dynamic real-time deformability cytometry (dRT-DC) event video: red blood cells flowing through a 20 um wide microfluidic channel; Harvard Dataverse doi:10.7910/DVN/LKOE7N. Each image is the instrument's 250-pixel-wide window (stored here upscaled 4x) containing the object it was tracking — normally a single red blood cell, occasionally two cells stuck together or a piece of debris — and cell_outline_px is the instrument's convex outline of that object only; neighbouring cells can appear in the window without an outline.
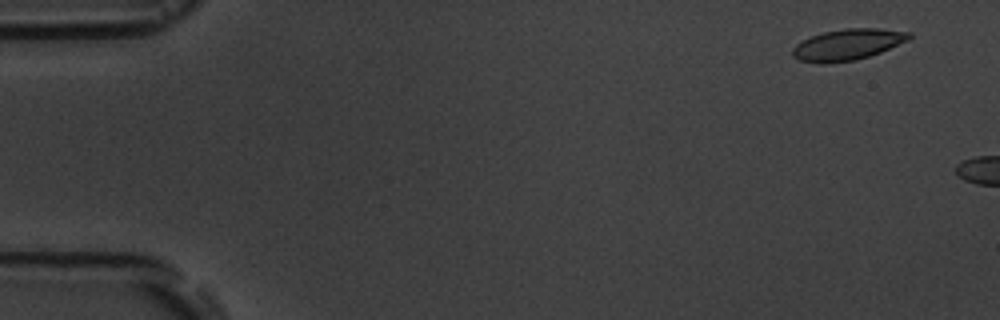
{"species": "common noctule bat (a hibernating species)", "species_latin": "Nyctalus noctula", "temperature_condition": "room temperature", "stored_images_in_passage": 3, "camera_frame_rate_fps": 3000, "um_per_image_px": 0.085, "animal": {"sex": "male", "body_mass_g": 19.5, "forearm_length_mm": 54.6}, "frame": {"image": 1, "passage_image": 1, "time_ms": 0.0, "image_size_px": [1000, 320], "cell_outline_px": [[912, 36], [908, 40], [880, 52], [856, 60], [824, 64], [800, 60], [792, 56], [792, 48], [800, 40], [824, 32], [844, 28], [876, 28], [912, 32]], "centroid_in_image_um": [72.03, 3.78], "position_along_channel_um": 13.0, "area_um2": 21.15}}